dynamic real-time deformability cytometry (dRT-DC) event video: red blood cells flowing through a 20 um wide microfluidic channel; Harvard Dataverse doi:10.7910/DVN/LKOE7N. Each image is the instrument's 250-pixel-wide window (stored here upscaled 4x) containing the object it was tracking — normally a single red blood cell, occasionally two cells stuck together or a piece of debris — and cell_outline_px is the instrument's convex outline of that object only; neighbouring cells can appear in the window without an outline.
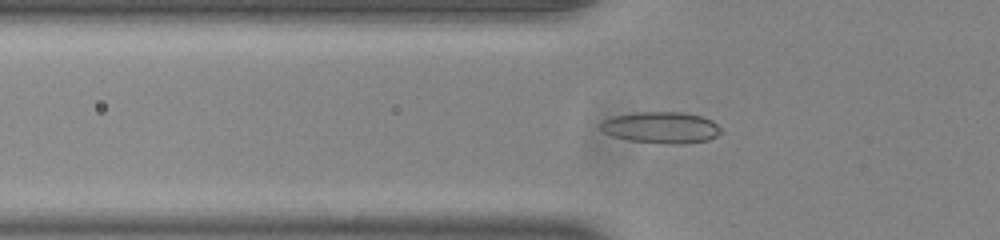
{"species": "common noctule bat (a hibernating species)", "species_latin": "Nyctalus noctula", "temperature_condition": "room temperature", "stored_images_in_passage": 55, "camera_frame_rate_fps": 3000, "um_per_image_px": 0.085, "animal": {"sex": "male", "body_mass_g": 20.0, "forearm_length_mm": 53.3}, "frame": {"image": 1, "passage_image": 20, "time_ms": 6.333, "image_size_px": [1000, 240], "cell_outline_px": [[724, 132], [708, 140], [684, 144], [668, 144], [628, 140], [612, 136], [604, 132], [600, 128], [600, 124], [604, 120], [612, 116], [636, 112], [684, 112], [700, 116], [712, 120]], "centroid_in_image_um": [56.21, 10.84], "position_along_channel_um": 69.6, "area_um2": 22.2}}
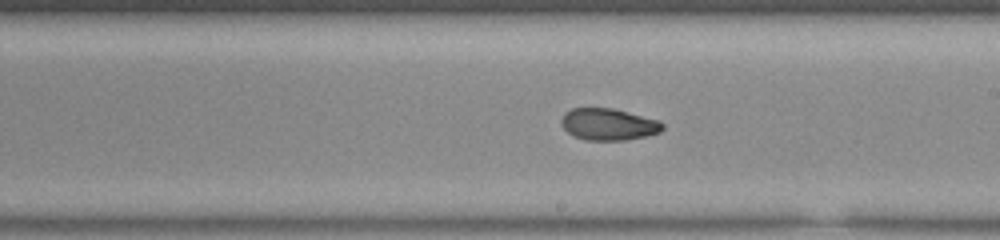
{"frame": {"image": 2, "passage_image": 33, "time_ms": 10.667, "image_size_px": [1000, 240], "cell_outline_px": [[664, 128], [660, 132], [644, 136], [624, 140], [584, 140], [572, 136], [560, 124], [560, 120], [564, 112], [572, 108], [612, 108], [656, 120], [664, 124]], "centroid_in_image_um": [51.65, 10.57], "position_along_channel_um": 237.3, "area_um2": 18.67}}
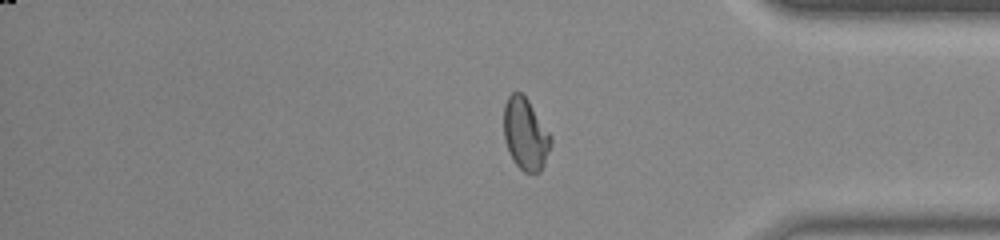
{"frame": {"image": 3, "passage_image": 46, "time_ms": 15.0, "image_size_px": [1000, 240], "cell_outline_px": [[552, 144], [544, 164], [540, 172], [524, 172], [516, 164], [508, 152], [504, 140], [504, 104], [508, 96], [512, 92], [520, 92], [528, 100], [552, 136]], "centroid_in_image_um": [44.66, 11.4], "position_along_channel_um": 390.5, "area_um2": 19.77}, "authors_computed_cell_mechanics": {"area_um2": 19.5942, "velocity_mm_per_s": 3.8871, "shape_relaxation_time_tau1_ms": null, "shape_relaxation_time_tau2_ms": 2.0193, "deformation_change_tau1": null, "deformation_change_tau2": 0.0649}}